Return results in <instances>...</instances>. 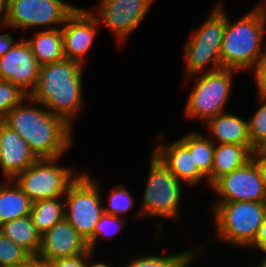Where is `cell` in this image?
I'll list each match as a JSON object with an SVG mask.
<instances>
[{"instance_id": "ac0fdd59", "label": "cell", "mask_w": 266, "mask_h": 267, "mask_svg": "<svg viewBox=\"0 0 266 267\" xmlns=\"http://www.w3.org/2000/svg\"><path fill=\"white\" fill-rule=\"evenodd\" d=\"M251 145L214 144L211 174L207 177L210 187L221 177L244 166L253 158Z\"/></svg>"}, {"instance_id": "30bf717a", "label": "cell", "mask_w": 266, "mask_h": 267, "mask_svg": "<svg viewBox=\"0 0 266 267\" xmlns=\"http://www.w3.org/2000/svg\"><path fill=\"white\" fill-rule=\"evenodd\" d=\"M75 8L63 0H9L5 26L23 31L34 26H60Z\"/></svg>"}, {"instance_id": "52a82bcc", "label": "cell", "mask_w": 266, "mask_h": 267, "mask_svg": "<svg viewBox=\"0 0 266 267\" xmlns=\"http://www.w3.org/2000/svg\"><path fill=\"white\" fill-rule=\"evenodd\" d=\"M98 183L87 174L78 175L65 195L64 218L86 241L93 236L96 223L104 213Z\"/></svg>"}, {"instance_id": "e0dca14e", "label": "cell", "mask_w": 266, "mask_h": 267, "mask_svg": "<svg viewBox=\"0 0 266 267\" xmlns=\"http://www.w3.org/2000/svg\"><path fill=\"white\" fill-rule=\"evenodd\" d=\"M160 145L154 149V154L162 161V163L176 176L182 183L195 185L200 180H207V177L194 165L193 154L180 141L176 140L170 145Z\"/></svg>"}, {"instance_id": "44dd1931", "label": "cell", "mask_w": 266, "mask_h": 267, "mask_svg": "<svg viewBox=\"0 0 266 267\" xmlns=\"http://www.w3.org/2000/svg\"><path fill=\"white\" fill-rule=\"evenodd\" d=\"M0 233L21 246L31 256H37L41 247V234L30 216L17 218L0 225Z\"/></svg>"}, {"instance_id": "1f68e13d", "label": "cell", "mask_w": 266, "mask_h": 267, "mask_svg": "<svg viewBox=\"0 0 266 267\" xmlns=\"http://www.w3.org/2000/svg\"><path fill=\"white\" fill-rule=\"evenodd\" d=\"M44 267H85V254L49 261Z\"/></svg>"}, {"instance_id": "e575fe53", "label": "cell", "mask_w": 266, "mask_h": 267, "mask_svg": "<svg viewBox=\"0 0 266 267\" xmlns=\"http://www.w3.org/2000/svg\"><path fill=\"white\" fill-rule=\"evenodd\" d=\"M7 267H44V263L37 256H30L25 261Z\"/></svg>"}, {"instance_id": "d590c367", "label": "cell", "mask_w": 266, "mask_h": 267, "mask_svg": "<svg viewBox=\"0 0 266 267\" xmlns=\"http://www.w3.org/2000/svg\"><path fill=\"white\" fill-rule=\"evenodd\" d=\"M14 44V39L9 34L0 35V56L4 55Z\"/></svg>"}, {"instance_id": "d6986e66", "label": "cell", "mask_w": 266, "mask_h": 267, "mask_svg": "<svg viewBox=\"0 0 266 267\" xmlns=\"http://www.w3.org/2000/svg\"><path fill=\"white\" fill-rule=\"evenodd\" d=\"M215 136L214 144L251 145L248 132V121L239 116L224 112L206 121Z\"/></svg>"}, {"instance_id": "6da1fadb", "label": "cell", "mask_w": 266, "mask_h": 267, "mask_svg": "<svg viewBox=\"0 0 266 267\" xmlns=\"http://www.w3.org/2000/svg\"><path fill=\"white\" fill-rule=\"evenodd\" d=\"M28 100L37 106L24 103L16 105L2 122L27 142L38 159L60 158L72 145V126L62 117L53 115L42 104L30 97Z\"/></svg>"}, {"instance_id": "4316f807", "label": "cell", "mask_w": 266, "mask_h": 267, "mask_svg": "<svg viewBox=\"0 0 266 267\" xmlns=\"http://www.w3.org/2000/svg\"><path fill=\"white\" fill-rule=\"evenodd\" d=\"M253 116L248 120V132L251 140V148L255 151L266 142V99Z\"/></svg>"}, {"instance_id": "5b68a950", "label": "cell", "mask_w": 266, "mask_h": 267, "mask_svg": "<svg viewBox=\"0 0 266 267\" xmlns=\"http://www.w3.org/2000/svg\"><path fill=\"white\" fill-rule=\"evenodd\" d=\"M209 16L184 46L188 78L186 82L202 71L208 63L212 64L211 71L222 69L221 46L226 14L218 5Z\"/></svg>"}, {"instance_id": "ffe728a7", "label": "cell", "mask_w": 266, "mask_h": 267, "mask_svg": "<svg viewBox=\"0 0 266 267\" xmlns=\"http://www.w3.org/2000/svg\"><path fill=\"white\" fill-rule=\"evenodd\" d=\"M39 65L51 64L64 59L61 28L50 27L36 33L34 38L26 40Z\"/></svg>"}, {"instance_id": "60d3db41", "label": "cell", "mask_w": 266, "mask_h": 267, "mask_svg": "<svg viewBox=\"0 0 266 267\" xmlns=\"http://www.w3.org/2000/svg\"><path fill=\"white\" fill-rule=\"evenodd\" d=\"M262 9L264 10L265 14H266V2L264 4H259Z\"/></svg>"}, {"instance_id": "ab89813d", "label": "cell", "mask_w": 266, "mask_h": 267, "mask_svg": "<svg viewBox=\"0 0 266 267\" xmlns=\"http://www.w3.org/2000/svg\"><path fill=\"white\" fill-rule=\"evenodd\" d=\"M259 149L266 154V142Z\"/></svg>"}, {"instance_id": "8fae6325", "label": "cell", "mask_w": 266, "mask_h": 267, "mask_svg": "<svg viewBox=\"0 0 266 267\" xmlns=\"http://www.w3.org/2000/svg\"><path fill=\"white\" fill-rule=\"evenodd\" d=\"M211 187L221 196L217 202H266V188L254 158L218 179Z\"/></svg>"}, {"instance_id": "f1b7e54d", "label": "cell", "mask_w": 266, "mask_h": 267, "mask_svg": "<svg viewBox=\"0 0 266 267\" xmlns=\"http://www.w3.org/2000/svg\"><path fill=\"white\" fill-rule=\"evenodd\" d=\"M108 200L109 208H103L104 213L108 215L121 217L134 206V200L124 185H118L114 187Z\"/></svg>"}, {"instance_id": "2e32d148", "label": "cell", "mask_w": 266, "mask_h": 267, "mask_svg": "<svg viewBox=\"0 0 266 267\" xmlns=\"http://www.w3.org/2000/svg\"><path fill=\"white\" fill-rule=\"evenodd\" d=\"M37 160L27 142L0 121V168L5 179L13 180Z\"/></svg>"}, {"instance_id": "5bb4252c", "label": "cell", "mask_w": 266, "mask_h": 267, "mask_svg": "<svg viewBox=\"0 0 266 267\" xmlns=\"http://www.w3.org/2000/svg\"><path fill=\"white\" fill-rule=\"evenodd\" d=\"M64 24L61 28L64 57L83 65L85 55L93 45L99 23L92 12L76 7Z\"/></svg>"}, {"instance_id": "74e56055", "label": "cell", "mask_w": 266, "mask_h": 267, "mask_svg": "<svg viewBox=\"0 0 266 267\" xmlns=\"http://www.w3.org/2000/svg\"><path fill=\"white\" fill-rule=\"evenodd\" d=\"M93 252L92 251H89L88 253L85 254V267H111L110 265H107L105 263H95V264H92L90 266H88V261L90 258H91V255Z\"/></svg>"}, {"instance_id": "603a6c76", "label": "cell", "mask_w": 266, "mask_h": 267, "mask_svg": "<svg viewBox=\"0 0 266 267\" xmlns=\"http://www.w3.org/2000/svg\"><path fill=\"white\" fill-rule=\"evenodd\" d=\"M59 198L32 202L30 217L33 225L41 235L64 219V202H61Z\"/></svg>"}, {"instance_id": "9c48e42d", "label": "cell", "mask_w": 266, "mask_h": 267, "mask_svg": "<svg viewBox=\"0 0 266 267\" xmlns=\"http://www.w3.org/2000/svg\"><path fill=\"white\" fill-rule=\"evenodd\" d=\"M233 69L205 70L200 75L189 95L185 114L188 118H200L202 124L214 116L225 112L230 98Z\"/></svg>"}, {"instance_id": "7a4b0ae2", "label": "cell", "mask_w": 266, "mask_h": 267, "mask_svg": "<svg viewBox=\"0 0 266 267\" xmlns=\"http://www.w3.org/2000/svg\"><path fill=\"white\" fill-rule=\"evenodd\" d=\"M82 67L67 58L41 65L38 83L29 97L73 126L72 119L83 102Z\"/></svg>"}, {"instance_id": "7402d4cb", "label": "cell", "mask_w": 266, "mask_h": 267, "mask_svg": "<svg viewBox=\"0 0 266 267\" xmlns=\"http://www.w3.org/2000/svg\"><path fill=\"white\" fill-rule=\"evenodd\" d=\"M0 184V225L30 216L32 201L16 184Z\"/></svg>"}, {"instance_id": "4dcf8cb0", "label": "cell", "mask_w": 266, "mask_h": 267, "mask_svg": "<svg viewBox=\"0 0 266 267\" xmlns=\"http://www.w3.org/2000/svg\"><path fill=\"white\" fill-rule=\"evenodd\" d=\"M250 70H254L258 93L261 99H266V57L260 59Z\"/></svg>"}, {"instance_id": "cb8c5ba5", "label": "cell", "mask_w": 266, "mask_h": 267, "mask_svg": "<svg viewBox=\"0 0 266 267\" xmlns=\"http://www.w3.org/2000/svg\"><path fill=\"white\" fill-rule=\"evenodd\" d=\"M180 141L193 154L194 165L208 177L211 174L214 156V141L200 132H191L182 136Z\"/></svg>"}, {"instance_id": "3957f363", "label": "cell", "mask_w": 266, "mask_h": 267, "mask_svg": "<svg viewBox=\"0 0 266 267\" xmlns=\"http://www.w3.org/2000/svg\"><path fill=\"white\" fill-rule=\"evenodd\" d=\"M265 28L266 14L259 4L234 23L226 15L221 46L222 68L233 69L235 72L247 71L266 57V49L262 45Z\"/></svg>"}, {"instance_id": "d4e9b609", "label": "cell", "mask_w": 266, "mask_h": 267, "mask_svg": "<svg viewBox=\"0 0 266 267\" xmlns=\"http://www.w3.org/2000/svg\"><path fill=\"white\" fill-rule=\"evenodd\" d=\"M199 252L195 249L188 250L182 253L159 256L149 255L140 256L132 259L125 267H188L192 263L196 253Z\"/></svg>"}, {"instance_id": "f35d334b", "label": "cell", "mask_w": 266, "mask_h": 267, "mask_svg": "<svg viewBox=\"0 0 266 267\" xmlns=\"http://www.w3.org/2000/svg\"><path fill=\"white\" fill-rule=\"evenodd\" d=\"M253 267H266V255L264 256V259L262 260V262H260L259 265Z\"/></svg>"}, {"instance_id": "277c9868", "label": "cell", "mask_w": 266, "mask_h": 267, "mask_svg": "<svg viewBox=\"0 0 266 267\" xmlns=\"http://www.w3.org/2000/svg\"><path fill=\"white\" fill-rule=\"evenodd\" d=\"M213 206L218 239L250 247L266 219V202H216Z\"/></svg>"}, {"instance_id": "ba28073f", "label": "cell", "mask_w": 266, "mask_h": 267, "mask_svg": "<svg viewBox=\"0 0 266 267\" xmlns=\"http://www.w3.org/2000/svg\"><path fill=\"white\" fill-rule=\"evenodd\" d=\"M60 158L38 159L13 180L32 201L63 197L68 187L78 178L73 171L57 164ZM58 165V166H57Z\"/></svg>"}, {"instance_id": "8992f818", "label": "cell", "mask_w": 266, "mask_h": 267, "mask_svg": "<svg viewBox=\"0 0 266 267\" xmlns=\"http://www.w3.org/2000/svg\"><path fill=\"white\" fill-rule=\"evenodd\" d=\"M148 180L138 218H177L181 199V181L152 153Z\"/></svg>"}, {"instance_id": "7c38bea8", "label": "cell", "mask_w": 266, "mask_h": 267, "mask_svg": "<svg viewBox=\"0 0 266 267\" xmlns=\"http://www.w3.org/2000/svg\"><path fill=\"white\" fill-rule=\"evenodd\" d=\"M40 65L32 53L29 43L23 38L0 56V80L20 87L30 95L39 79Z\"/></svg>"}, {"instance_id": "8d00e7d4", "label": "cell", "mask_w": 266, "mask_h": 267, "mask_svg": "<svg viewBox=\"0 0 266 267\" xmlns=\"http://www.w3.org/2000/svg\"><path fill=\"white\" fill-rule=\"evenodd\" d=\"M8 1L9 0H0V13L4 14L2 15L0 21L1 25L5 27L6 25V15L8 10Z\"/></svg>"}, {"instance_id": "d6a6232c", "label": "cell", "mask_w": 266, "mask_h": 267, "mask_svg": "<svg viewBox=\"0 0 266 267\" xmlns=\"http://www.w3.org/2000/svg\"><path fill=\"white\" fill-rule=\"evenodd\" d=\"M261 249L264 253H266V219L263 224L259 228V232L257 237L255 238L254 243L250 246Z\"/></svg>"}, {"instance_id": "9a60e30c", "label": "cell", "mask_w": 266, "mask_h": 267, "mask_svg": "<svg viewBox=\"0 0 266 267\" xmlns=\"http://www.w3.org/2000/svg\"><path fill=\"white\" fill-rule=\"evenodd\" d=\"M89 251L86 239L64 218L41 235V247L37 257L46 263Z\"/></svg>"}, {"instance_id": "836d02e7", "label": "cell", "mask_w": 266, "mask_h": 267, "mask_svg": "<svg viewBox=\"0 0 266 267\" xmlns=\"http://www.w3.org/2000/svg\"><path fill=\"white\" fill-rule=\"evenodd\" d=\"M253 158L255 159L266 188V154H264L260 149H257L253 152Z\"/></svg>"}, {"instance_id": "484cf974", "label": "cell", "mask_w": 266, "mask_h": 267, "mask_svg": "<svg viewBox=\"0 0 266 267\" xmlns=\"http://www.w3.org/2000/svg\"><path fill=\"white\" fill-rule=\"evenodd\" d=\"M29 95L17 85L0 80V121L16 105L28 99Z\"/></svg>"}, {"instance_id": "4fadbf2b", "label": "cell", "mask_w": 266, "mask_h": 267, "mask_svg": "<svg viewBox=\"0 0 266 267\" xmlns=\"http://www.w3.org/2000/svg\"><path fill=\"white\" fill-rule=\"evenodd\" d=\"M155 0H100L97 22L106 24L121 42L138 27ZM101 20V21H100Z\"/></svg>"}, {"instance_id": "83f0119b", "label": "cell", "mask_w": 266, "mask_h": 267, "mask_svg": "<svg viewBox=\"0 0 266 267\" xmlns=\"http://www.w3.org/2000/svg\"><path fill=\"white\" fill-rule=\"evenodd\" d=\"M124 221V217L122 220V217L103 213L99 221L96 223L93 236L87 241L90 251H94L96 242H98L97 239L100 235L102 238H108L110 236L112 237L118 231L120 232L125 224Z\"/></svg>"}, {"instance_id": "f546056e", "label": "cell", "mask_w": 266, "mask_h": 267, "mask_svg": "<svg viewBox=\"0 0 266 267\" xmlns=\"http://www.w3.org/2000/svg\"><path fill=\"white\" fill-rule=\"evenodd\" d=\"M30 256L25 249L0 233V267L21 263Z\"/></svg>"}]
</instances>
